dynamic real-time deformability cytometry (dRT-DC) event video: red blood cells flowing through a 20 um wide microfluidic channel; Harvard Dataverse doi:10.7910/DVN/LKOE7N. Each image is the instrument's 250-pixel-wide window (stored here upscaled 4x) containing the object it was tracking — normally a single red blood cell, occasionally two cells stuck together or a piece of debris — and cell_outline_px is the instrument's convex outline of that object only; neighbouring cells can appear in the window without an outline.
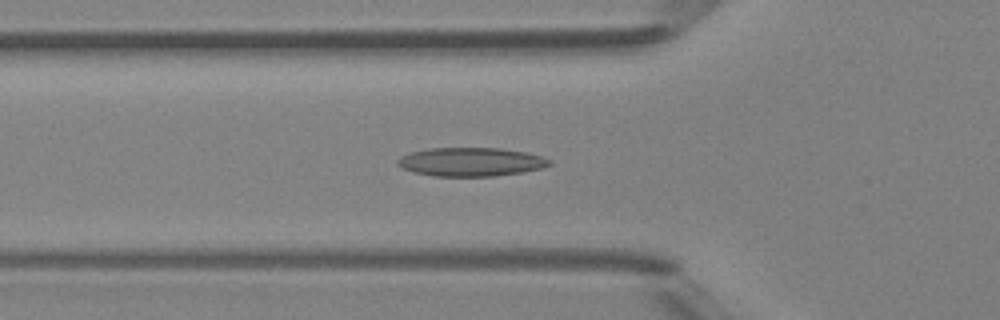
{"species": "Egyptian fruit bat (a non-hibernating species)", "species_latin": "Rousettus aegyptiacus", "temperature_condition": "room temperature", "stored_images_in_passage": 48, "camera_frame_rate_fps": 3000, "um_per_image_px": 0.085, "animal": {"sex": "female"}, "frame": {"image": 1, "passage_image": 16, "time_ms": 5.0, "image_size_px": [1000, 320], "cell_outline_px": [[552, 164], [544, 168], [520, 172], [492, 176], [432, 176], [412, 172], [396, 164], [396, 160], [400, 156], [412, 152], [428, 148], [500, 148], [524, 152], [540, 156], [552, 160]], "centroid_in_image_um": [40.01, 13.76], "position_along_channel_um": 85.8, "area_um2": 25.37}}
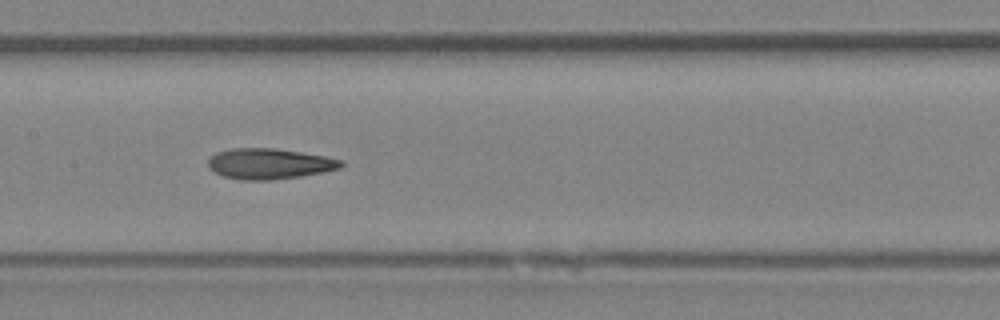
{"frame": {"image": 2, "passage_image": 23, "time_ms": 7.333, "image_size_px": [1000, 320], "cell_outline_px": [[344, 164], [340, 168], [324, 172], [300, 176], [272, 180], [240, 180], [224, 176], [208, 168], [208, 160], [216, 152], [232, 148], [276, 148], [324, 156], [344, 160]], "centroid_in_image_um": [22.9, 13.92], "position_along_channel_um": 184.5, "area_um2": 23.76}}
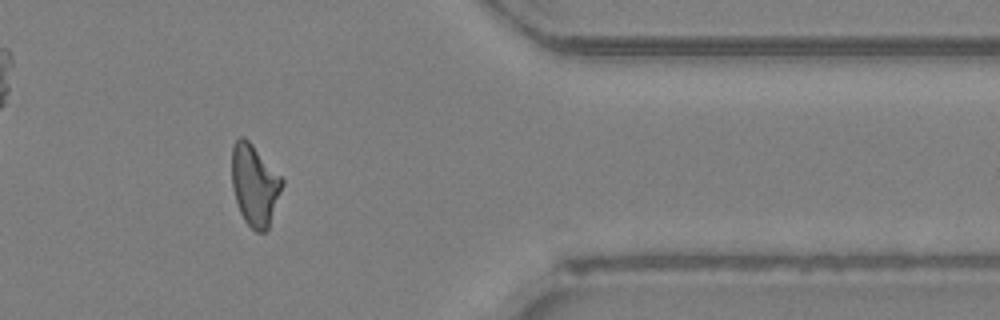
{"frame": {"image": 3, "passage_image": 39, "time_ms": 12.667, "image_size_px": [1000, 320], "cell_outline_px": [[284, 184], [268, 228], [264, 232], [256, 232], [244, 220], [240, 212], [232, 188], [232, 148], [236, 140], [240, 136], [244, 136], [252, 144], [284, 180]], "centroid_in_image_um": [21.64, 15.72], "position_along_channel_um": 389.8, "area_um2": 23.64}, "authors_computed_cell_mechanics": {"area_um2": 23.7847, "velocity_mm_per_s": 4.2396, "shape_relaxation_time_tau1_ms": null, "shape_relaxation_time_tau2_ms": 3.4728, "deformation_change_tau1": null, "deformation_change_tau2": 0.1323}}